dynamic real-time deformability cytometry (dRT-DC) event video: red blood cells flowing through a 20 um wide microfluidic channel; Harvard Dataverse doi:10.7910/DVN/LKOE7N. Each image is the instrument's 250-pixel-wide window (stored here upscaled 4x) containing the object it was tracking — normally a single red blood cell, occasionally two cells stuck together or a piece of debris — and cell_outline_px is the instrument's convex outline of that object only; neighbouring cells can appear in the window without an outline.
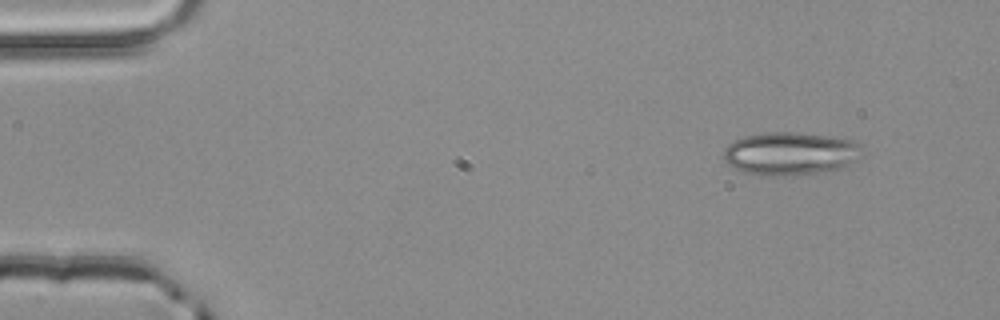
{"species": "common noctule bat (a hibernating species)", "species_latin": "Nyctalus noctula", "temperature_condition": "room temperature", "stored_images_in_passage": 3, "camera_frame_rate_fps": 3000, "um_per_image_px": 0.085, "animal": {"sex": "male", "body_mass_g": 20.4}, "frame": {"image": 1, "passage_image": 1, "time_ms": 0.0, "image_size_px": [1000, 320], "cell_outline_px": [[856, 160], [832, 172], [780, 176], [772, 176], [744, 172], [732, 168], [724, 160], [724, 148], [728, 144], [744, 136], [764, 132], [796, 132], [856, 140]], "centroid_in_image_um": [67.1, 13.06], "position_along_channel_um": 17.9, "area_um2": 34.51}}
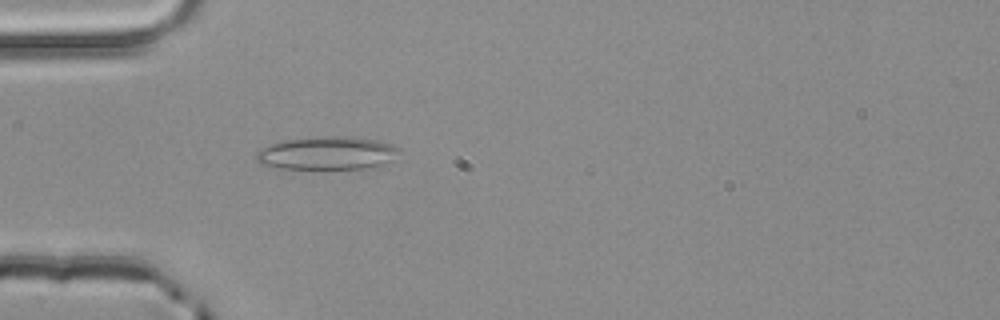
{"frame": {"image": 2, "passage_image": 3, "time_ms": 0.667, "image_size_px": [1000, 320], "cell_outline_px": [[400, 152], [392, 164], [364, 168], [280, 168], [260, 164], [256, 160], [256, 152], [260, 148], [284, 140], [328, 136], [348, 136], [376, 140], [392, 144], [400, 148]], "centroid_in_image_um": [27.88, 13.02], "position_along_channel_um": 57.1, "area_um2": 27.74}}